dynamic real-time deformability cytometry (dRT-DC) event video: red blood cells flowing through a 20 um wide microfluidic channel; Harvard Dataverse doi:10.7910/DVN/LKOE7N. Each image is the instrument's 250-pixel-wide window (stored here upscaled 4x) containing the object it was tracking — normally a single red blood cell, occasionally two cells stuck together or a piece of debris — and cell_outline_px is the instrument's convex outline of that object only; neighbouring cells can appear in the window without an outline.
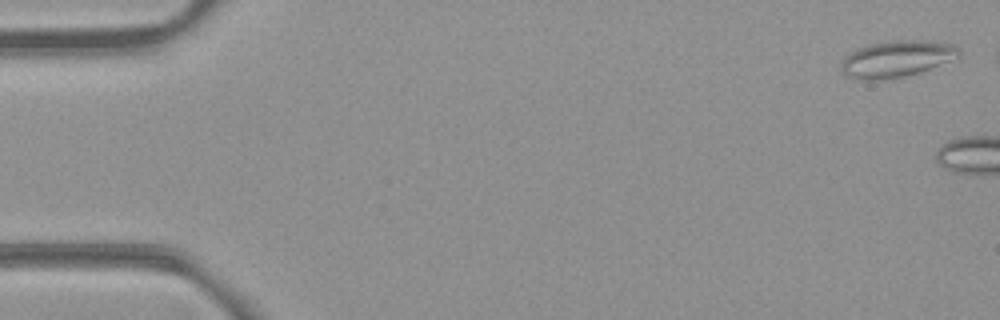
{"species": "common noctule bat (a hibernating species)", "species_latin": "Nyctalus noctula", "temperature_condition": "room temperature", "stored_images_in_passage": 6, "camera_frame_rate_fps": 3000, "um_per_image_px": 0.085, "animal": {"sex": "female", "body_mass_g": 21.9}, "frame": {"image": 1, "passage_image": 2, "time_ms": 0.333, "image_size_px": [1000, 320], "cell_outline_px": [[960, 52], [956, 56], [948, 60], [920, 72], [904, 76], [876, 80], [860, 80], [848, 76], [840, 68], [840, 60], [844, 56], [860, 48], [872, 44], [896, 40], [936, 40], [956, 44], [960, 48]], "centroid_in_image_um": [76.21, 4.99], "position_along_channel_um": 8.8, "area_um2": 24.85}}